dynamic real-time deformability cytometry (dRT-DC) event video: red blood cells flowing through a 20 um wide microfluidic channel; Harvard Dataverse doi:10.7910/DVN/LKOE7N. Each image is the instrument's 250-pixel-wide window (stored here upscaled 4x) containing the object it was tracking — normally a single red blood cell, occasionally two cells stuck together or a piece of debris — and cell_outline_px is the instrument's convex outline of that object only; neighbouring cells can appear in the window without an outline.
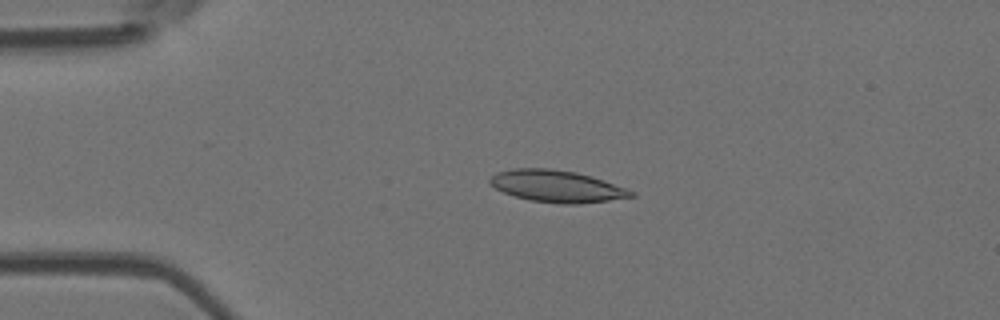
{"species": "Egyptian fruit bat (a non-hibernating species)", "species_latin": "Rousettus aegyptiacus", "temperature_condition": "room temperature", "stored_images_in_passage": 5, "camera_frame_rate_fps": 3000, "um_per_image_px": 0.085, "animal": {"sex": "female"}, "frame": {"image": 1, "passage_image": 4, "time_ms": 3.667, "image_size_px": [1000, 320], "cell_outline_px": [[636, 196], [580, 204], [560, 204], [528, 200], [504, 192], [496, 188], [488, 180], [496, 172], [512, 168], [548, 168], [576, 172], [592, 176], [628, 188], [636, 192]], "centroid_in_image_um": [47.37, 15.83], "position_along_channel_um": 37.6, "area_um2": 26.36}}